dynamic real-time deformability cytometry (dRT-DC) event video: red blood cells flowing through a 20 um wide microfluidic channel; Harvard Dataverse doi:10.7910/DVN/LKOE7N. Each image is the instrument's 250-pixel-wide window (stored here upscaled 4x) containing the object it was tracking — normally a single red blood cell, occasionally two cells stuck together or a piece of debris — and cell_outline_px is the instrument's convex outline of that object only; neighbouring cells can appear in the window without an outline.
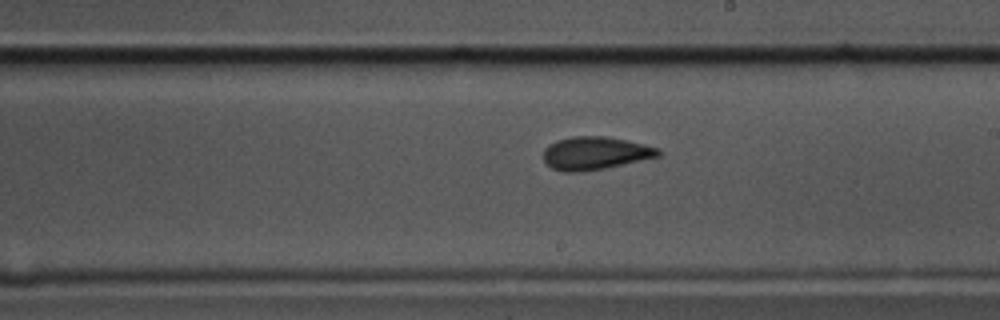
{"species": "common noctule bat (a hibernating species)", "species_latin": "Nyctalus noctula", "temperature_condition": "cold", "stored_images_in_passage": 36, "camera_frame_rate_fps": 3000, "um_per_image_px": 0.085, "animal": {"sex": "male", "body_mass_g": 17.5, "forearm_length_mm": 52.3}, "frame": {"image": 1, "passage_image": 16, "time_ms": 5.0, "image_size_px": [1000, 320], "cell_outline_px": [[664, 152], [660, 156], [604, 168], [580, 172], [564, 172], [552, 168], [544, 160], [544, 148], [548, 144], [556, 140], [572, 136], [608, 136], [644, 144], [660, 148]], "centroid_in_image_um": [50.6, 13.01], "position_along_channel_um": 238.4, "area_um2": 22.2}}
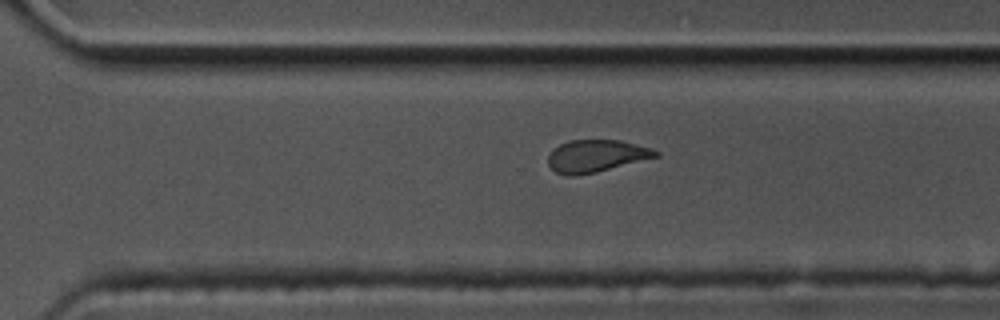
{"frame": {"image": 2, "passage_image": 23, "time_ms": 7.333, "image_size_px": [1000, 320], "cell_outline_px": [[660, 156], [596, 172], [576, 176], [564, 176], [556, 172], [548, 164], [548, 156], [552, 148], [568, 140], [620, 140], [652, 148], [660, 152]], "centroid_in_image_um": [50.66, 13.26], "position_along_channel_um": 319.9, "area_um2": 20.4}}
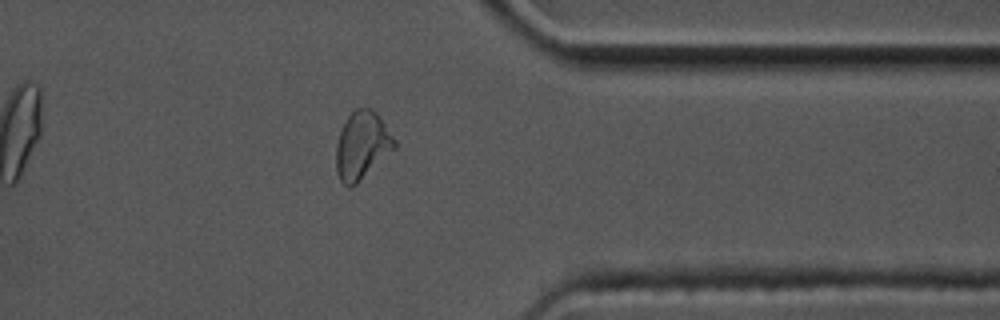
{"frame": {"image": 3, "passage_image": 29, "time_ms": 9.333, "image_size_px": [1000, 320], "cell_outline_px": [[396, 148], [356, 184], [348, 188], [340, 180], [336, 172], [336, 144], [340, 132], [348, 116], [356, 108], [372, 108], [376, 112], [396, 140]], "centroid_in_image_um": [30.77, 12.37], "position_along_channel_um": 380.6, "area_um2": 22.95}}